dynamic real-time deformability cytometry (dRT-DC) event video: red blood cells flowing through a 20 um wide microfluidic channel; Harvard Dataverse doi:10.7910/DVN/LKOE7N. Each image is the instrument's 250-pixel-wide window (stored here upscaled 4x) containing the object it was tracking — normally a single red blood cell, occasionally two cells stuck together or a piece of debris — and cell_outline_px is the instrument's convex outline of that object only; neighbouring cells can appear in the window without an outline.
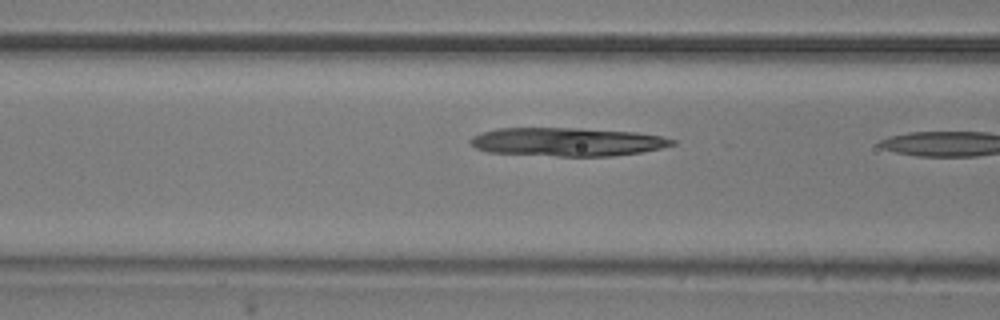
{"species": "common noctule bat (a hibernating species)", "species_latin": "Nyctalus noctula", "temperature_condition": "room temperature", "stored_images_in_passage": 11, "camera_frame_rate_fps": 3000, "um_per_image_px": 0.085, "animal": {"sex": "male", "body_mass_g": 20.5, "forearm_length_mm": 52.5}, "frame": {"image": 1, "passage_image": 10, "time_ms": 3.0, "image_size_px": [1000, 320], "cell_outline_px": [[676, 144], [660, 148], [640, 152], [612, 156], [556, 156], [488, 152], [476, 148], [468, 140], [472, 136], [480, 132], [496, 128], [580, 128], [636, 132], [660, 136], [676, 140]], "centroid_in_image_um": [48.18, 12.05], "position_along_channel_um": 118.4, "area_um2": 33.58}}